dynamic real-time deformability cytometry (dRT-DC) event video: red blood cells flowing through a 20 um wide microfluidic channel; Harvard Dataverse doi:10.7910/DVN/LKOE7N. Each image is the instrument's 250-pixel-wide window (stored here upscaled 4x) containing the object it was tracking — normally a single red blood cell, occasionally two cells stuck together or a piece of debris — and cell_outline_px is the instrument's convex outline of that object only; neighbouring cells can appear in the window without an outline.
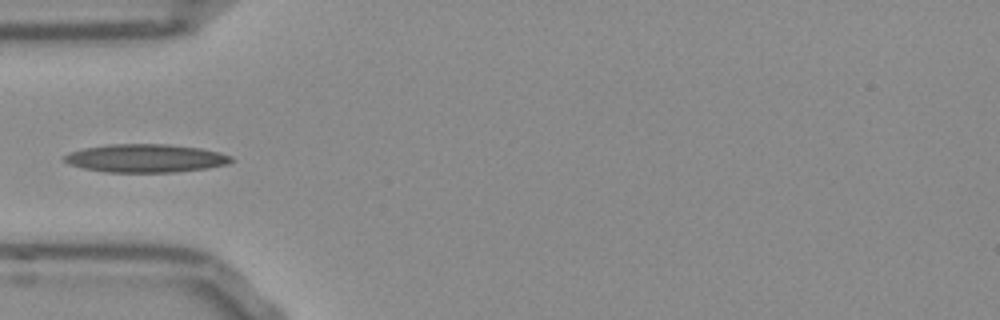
{"species": "Egyptian fruit bat (a non-hibernating species)", "species_latin": "Rousettus aegyptiacus", "temperature_condition": "room temperature", "stored_images_in_passage": 37, "camera_frame_rate_fps": 3000, "um_per_image_px": 0.085, "frame": {"image": 1, "passage_image": 1, "time_ms": 0.0, "image_size_px": [1000, 320], "cell_outline_px": [[236, 160], [228, 164], [208, 168], [176, 172], [104, 172], [84, 168], [68, 164], [64, 160], [64, 156], [68, 152], [84, 148], [108, 144], [168, 144], [200, 148], [220, 152], [232, 156]], "centroid_in_image_um": [12.41, 13.45], "position_along_channel_um": 72.6, "area_um2": 27.69}}
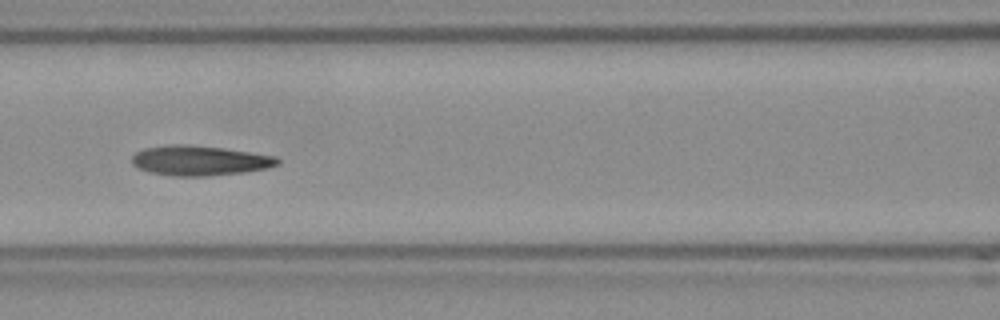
{"frame": {"image": 2, "passage_image": 7, "time_ms": 2.0, "image_size_px": [1000, 320], "cell_outline_px": [[280, 164], [268, 168], [244, 172], [208, 176], [172, 176], [148, 172], [136, 168], [132, 164], [132, 156], [136, 152], [144, 148], [176, 144], [188, 144], [224, 148], [276, 156], [280, 160]], "centroid_in_image_um": [16.96, 13.65], "position_along_channel_um": 149.6, "area_um2": 25.61}}
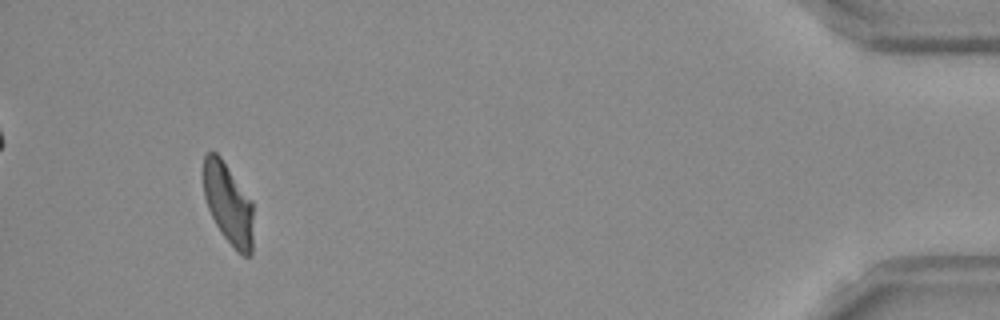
{"frame": {"image": 3, "passage_image": 34, "time_ms": 11.0, "image_size_px": [1000, 320], "cell_outline_px": [[252, 252], [248, 256], [244, 256], [224, 236], [216, 224], [208, 208], [204, 196], [204, 156], [208, 152], [216, 152], [220, 156], [252, 200]], "centroid_in_image_um": [19.4, 17.28], "position_along_channel_um": 415.8, "area_um2": 23.06}}